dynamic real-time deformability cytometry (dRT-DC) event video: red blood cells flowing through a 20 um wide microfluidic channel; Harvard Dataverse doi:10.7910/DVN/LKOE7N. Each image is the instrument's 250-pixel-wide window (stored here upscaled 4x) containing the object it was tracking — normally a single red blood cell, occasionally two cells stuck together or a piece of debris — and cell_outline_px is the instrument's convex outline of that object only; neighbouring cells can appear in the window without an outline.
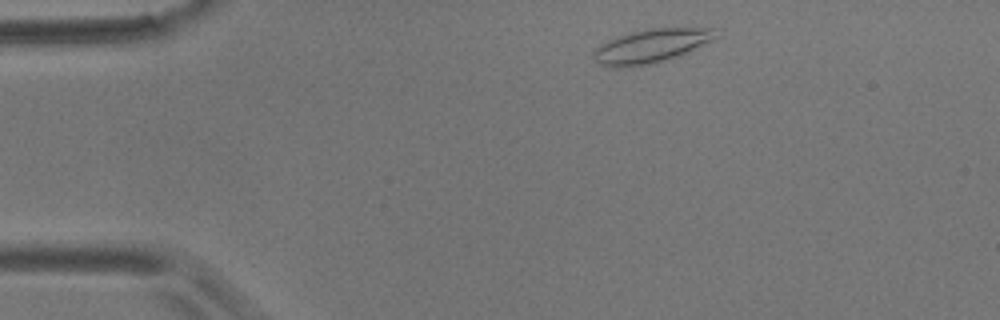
{"species": "common noctule bat (a hibernating species)", "species_latin": "Nyctalus noctula", "temperature_condition": "room temperature", "stored_images_in_passage": 3, "camera_frame_rate_fps": 3000, "um_per_image_px": 0.085, "animal": {"sex": "male", "body_mass_g": 17.9}, "frame": {"image": 1, "passage_image": 1, "time_ms": 0.0, "image_size_px": [1000, 320], "cell_outline_px": [[712, 28], [708, 40], [676, 56], [652, 64], [624, 68], [620, 68], [600, 64], [592, 60], [592, 52], [596, 48], [608, 40], [616, 36], [628, 32], [644, 28]], "centroid_in_image_um": [55.11, 3.92], "position_along_channel_um": 29.9, "area_um2": 23.29}}